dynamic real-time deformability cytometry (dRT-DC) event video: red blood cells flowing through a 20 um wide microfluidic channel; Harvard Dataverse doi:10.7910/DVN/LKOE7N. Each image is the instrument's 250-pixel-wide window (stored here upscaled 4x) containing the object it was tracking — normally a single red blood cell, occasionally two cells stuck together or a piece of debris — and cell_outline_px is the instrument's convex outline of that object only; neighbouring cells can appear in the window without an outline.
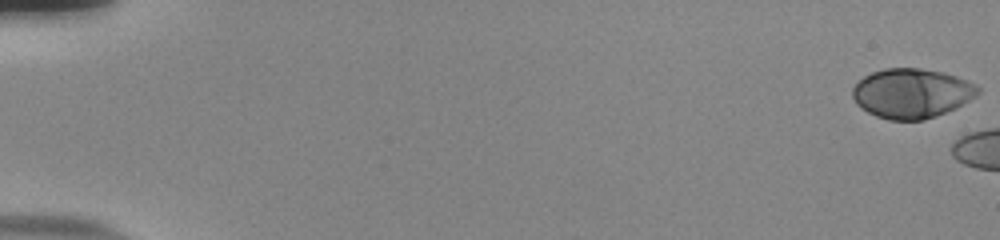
{"species": "human", "species_latin": "Homo sapiens", "temperature_condition": "room temperature", "stored_images_in_passage": 16, "camera_frame_rate_fps": 3000, "um_per_image_px": 0.085, "donor": {"sex": "male"}, "frame": {"image": 1, "passage_image": 1, "time_ms": 0.0, "image_size_px": [1000, 240], "cell_outline_px": [[980, 92], [976, 96], [956, 108], [920, 120], [888, 120], [876, 116], [868, 112], [852, 96], [852, 88], [864, 76], [872, 72], [884, 68], [920, 68], [944, 72], [968, 80], [976, 84], [980, 88]], "centroid_in_image_um": [77.52, 7.91], "position_along_channel_um": 7.5, "area_um2": 36.01}}
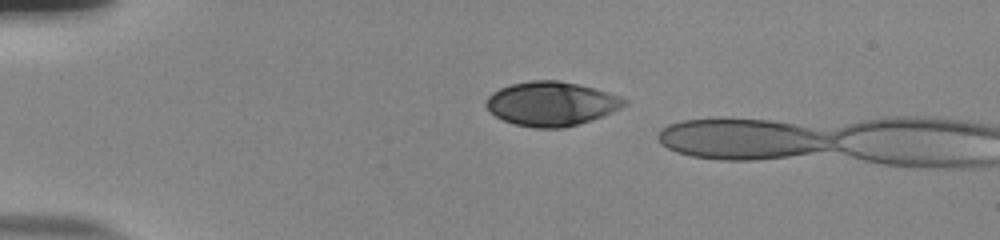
{"frame": {"image": 2, "passage_image": 14, "time_ms": 4.333, "image_size_px": [1000, 240], "cell_outline_px": [[628, 104], [620, 108], [600, 116], [576, 124], [560, 128], [536, 128], [516, 124], [504, 120], [496, 116], [484, 104], [484, 100], [492, 92], [500, 88], [512, 84], [532, 80], [556, 80], [596, 88], [620, 96], [628, 100]], "centroid_in_image_um": [46.85, 8.8], "position_along_channel_um": 38.2, "area_um2": 35.2}}